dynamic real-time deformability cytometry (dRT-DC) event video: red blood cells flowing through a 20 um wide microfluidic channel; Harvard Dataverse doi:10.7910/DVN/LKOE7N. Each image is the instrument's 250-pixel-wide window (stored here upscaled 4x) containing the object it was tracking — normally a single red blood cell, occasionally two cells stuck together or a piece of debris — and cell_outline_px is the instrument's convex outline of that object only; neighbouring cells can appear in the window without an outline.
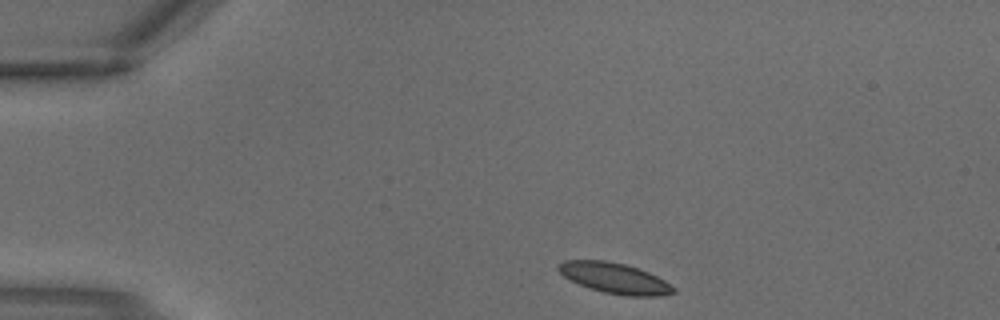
{"species": "common noctule bat (a hibernating species)", "species_latin": "Nyctalus noctula", "temperature_condition": "warm", "stored_images_in_passage": 2, "camera_frame_rate_fps": 3000, "um_per_image_px": 0.085, "animal": {"sex": "male", "body_mass_g": 18.8}, "frame": {"image": 1, "passage_image": 1, "time_ms": 0.0, "image_size_px": [1000, 320], "cell_outline_px": [[676, 292], [660, 296], [624, 296], [604, 292], [588, 288], [564, 276], [556, 268], [564, 260], [604, 260], [624, 264], [648, 272], [664, 280], [676, 288]], "centroid_in_image_um": [52.26, 23.65], "position_along_channel_um": 32.7, "area_um2": 20.35}}